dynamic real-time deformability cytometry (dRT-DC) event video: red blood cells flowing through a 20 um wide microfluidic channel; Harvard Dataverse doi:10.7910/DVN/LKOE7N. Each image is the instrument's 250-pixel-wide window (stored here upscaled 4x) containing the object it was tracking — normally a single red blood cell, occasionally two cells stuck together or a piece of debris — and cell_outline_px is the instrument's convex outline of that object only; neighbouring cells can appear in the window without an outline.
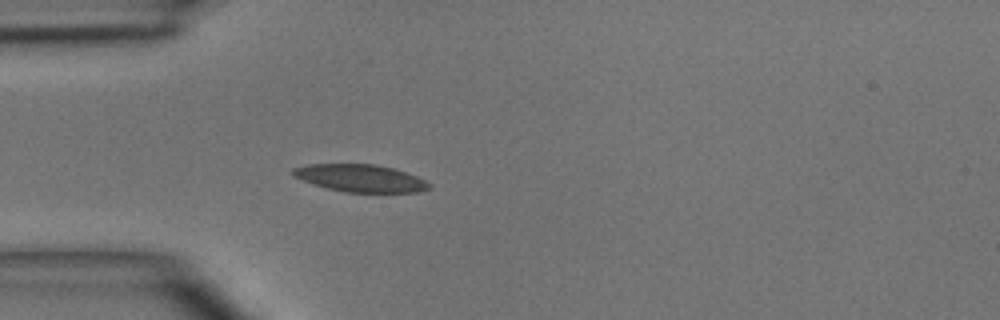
{"species": "common noctule bat (a hibernating species)", "species_latin": "Nyctalus noctula", "temperature_condition": "room temperature", "stored_images_in_passage": 1, "camera_frame_rate_fps": 3000, "um_per_image_px": 0.085, "animal": {"sex": "male", "body_mass_g": 15.6}, "frame": {"image": 1, "passage_image": 1, "time_ms": 0.0, "image_size_px": [1000, 320], "cell_outline_px": [[432, 188], [420, 192], [344, 192], [312, 184], [292, 176], [292, 168], [308, 164], [376, 164], [392, 168], [416, 176], [432, 184]], "centroid_in_image_um": [30.63, 15.15], "position_along_channel_um": 54.4, "area_um2": 21.79}}